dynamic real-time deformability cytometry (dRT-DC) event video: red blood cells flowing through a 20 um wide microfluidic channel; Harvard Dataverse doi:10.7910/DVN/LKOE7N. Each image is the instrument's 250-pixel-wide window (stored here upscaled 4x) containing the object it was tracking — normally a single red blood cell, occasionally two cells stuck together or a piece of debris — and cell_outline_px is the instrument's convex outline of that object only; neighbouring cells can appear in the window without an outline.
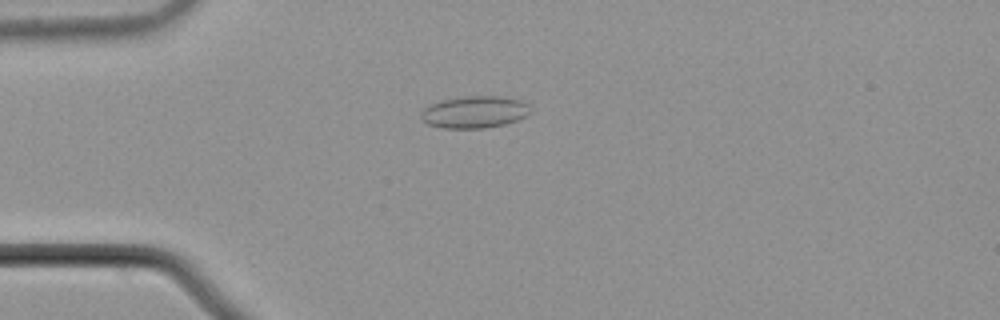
{"species": "common noctule bat (a hibernating species)", "species_latin": "Nyctalus noctula", "temperature_condition": "cold", "stored_images_in_passage": 55, "camera_frame_rate_fps": 3000, "um_per_image_px": 0.085, "animal": {"sex": "male", "body_mass_g": 21.5, "forearm_length_mm": 52.0}, "frame": {"image": 1, "passage_image": 15, "time_ms": 4.667, "image_size_px": [1000, 320], "cell_outline_px": [[532, 112], [528, 116], [504, 124], [484, 128], [440, 128], [428, 124], [420, 116], [420, 112], [424, 108], [440, 100], [464, 96], [504, 96], [520, 100], [528, 104]], "centroid_in_image_um": [40.36, 9.51], "position_along_channel_um": 44.6, "area_um2": 20.58}}
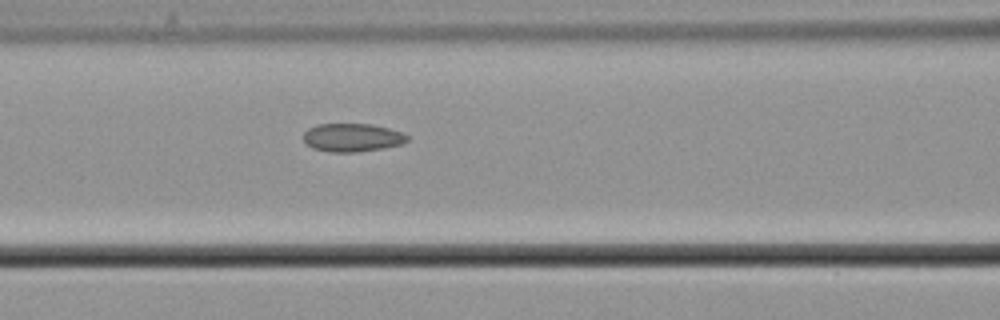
{"frame": {"image": 2, "passage_image": 24, "time_ms": 7.667, "image_size_px": [1000, 320], "cell_outline_px": [[408, 140], [400, 144], [380, 148], [356, 152], [328, 152], [312, 148], [304, 140], [304, 132], [308, 128], [316, 124], [372, 124], [388, 128], [400, 132], [408, 136]], "centroid_in_image_um": [29.9, 11.68], "position_along_channel_um": 136.7, "area_um2": 16.94}}
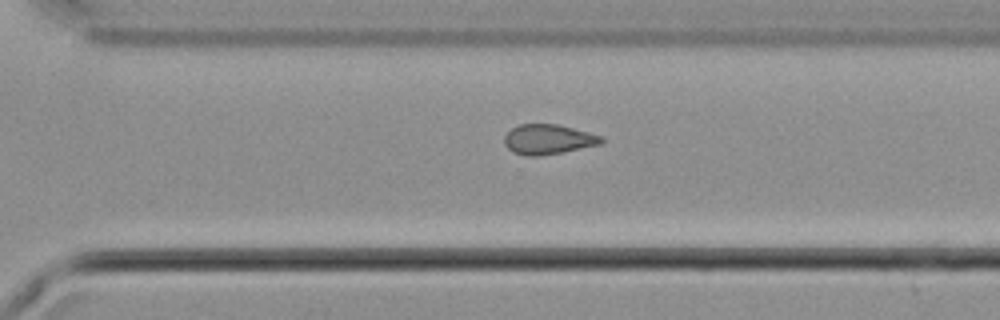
{"frame": {"image": 3, "passage_image": 39, "time_ms": 12.667, "image_size_px": [1000, 320], "cell_outline_px": [[604, 140], [600, 144], [560, 152], [536, 156], [528, 156], [512, 152], [504, 144], [504, 136], [512, 128], [520, 124], [560, 124], [604, 136]], "centroid_in_image_um": [46.6, 11.83], "position_along_channel_um": 324.0, "area_um2": 16.88}, "authors_computed_cell_mechanics": {"area_um2": 17.2244, "velocity_mm_per_s": 3.7554, "shape_relaxation_time_tau1_ms": null, "shape_relaxation_time_tau2_ms": 3.4518, "deformation_change_tau1": null, "deformation_change_tau2": 0.1029}}